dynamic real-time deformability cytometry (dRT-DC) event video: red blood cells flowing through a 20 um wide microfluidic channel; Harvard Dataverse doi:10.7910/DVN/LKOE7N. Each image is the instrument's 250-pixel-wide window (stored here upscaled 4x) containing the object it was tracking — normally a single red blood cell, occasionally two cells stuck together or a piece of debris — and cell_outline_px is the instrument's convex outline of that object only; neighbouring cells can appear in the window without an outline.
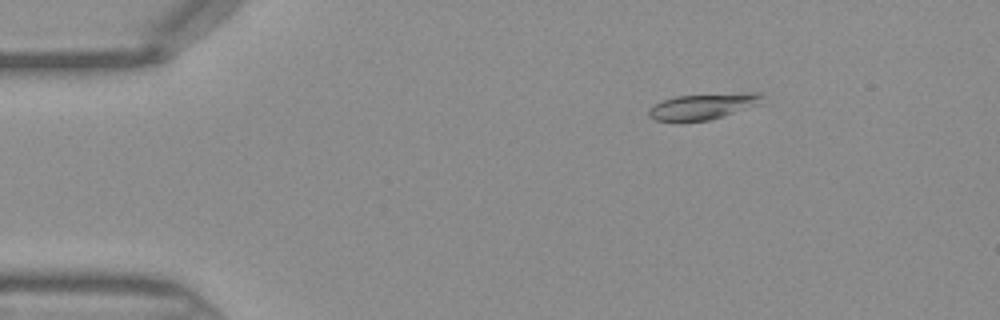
{"species": "Egyptian fruit bat (a non-hibernating species)", "species_latin": "Rousettus aegyptiacus", "temperature_condition": "warm", "stored_images_in_passage": 45, "camera_frame_rate_fps": 3000, "um_per_image_px": 0.085, "frame": {"image": 1, "passage_image": 7, "time_ms": 2.0, "image_size_px": [1000, 320], "cell_outline_px": [[764, 104], [708, 120], [652, 120], [648, 116], [648, 108], [652, 104], [676, 96], [744, 92], [760, 92], [764, 96]], "centroid_in_image_um": [59.83, 9.01], "position_along_channel_um": 25.2, "area_um2": 17.34}}
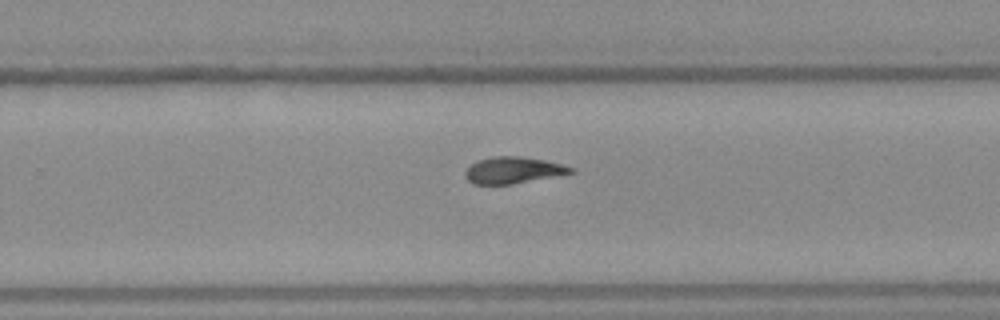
{"frame": {"image": 2, "passage_image": 29, "time_ms": 9.333, "image_size_px": [1000, 320], "cell_outline_px": [[576, 172], [512, 184], [472, 184], [468, 180], [464, 172], [476, 160], [492, 156], [520, 156], [544, 160], [576, 168]], "centroid_in_image_um": [43.62, 14.46], "position_along_channel_um": 286.2, "area_um2": 16.3}}
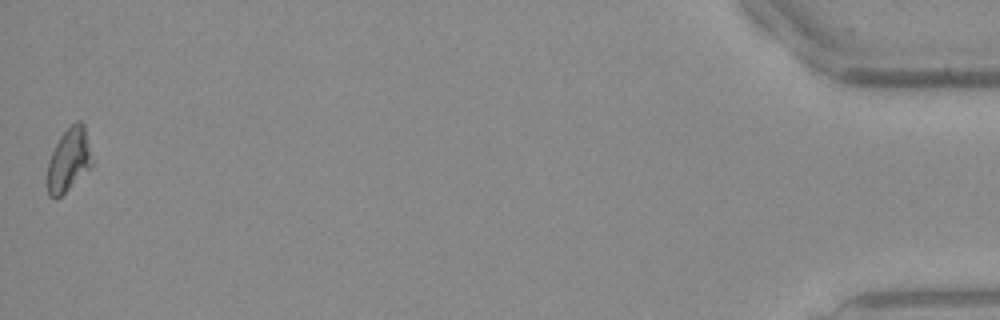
{"frame": {"image": 3, "passage_image": 45, "time_ms": 14.667, "image_size_px": [1000, 320], "cell_outline_px": [[92, 168], [56, 200], [48, 196], [48, 160], [60, 136], [76, 120], [80, 120], [84, 124], [92, 164]], "centroid_in_image_um": [5.84, 13.62], "position_along_channel_um": 429.4, "area_um2": 16.36}}